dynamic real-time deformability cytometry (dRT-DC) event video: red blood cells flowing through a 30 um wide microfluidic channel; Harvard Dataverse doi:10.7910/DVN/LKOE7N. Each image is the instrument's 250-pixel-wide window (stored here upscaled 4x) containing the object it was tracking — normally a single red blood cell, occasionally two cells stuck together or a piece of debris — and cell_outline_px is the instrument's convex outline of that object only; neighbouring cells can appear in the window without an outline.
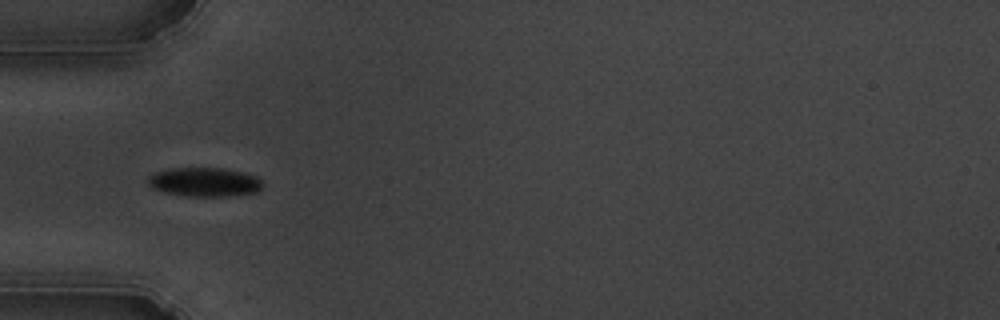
{"species": "common noctule bat (a hibernating species)", "species_latin": "Nyctalus noctula", "temperature_condition": "cold", "stored_images_in_passage": 28, "camera_frame_rate_fps": 3000, "um_per_image_px": 0.085, "animal": {"sex": "male", "body_mass_g": 19.5, "forearm_length_mm": 54.6}, "frame": {"image": 1, "passage_image": 5, "time_ms": 1.333, "image_size_px": [1000, 320], "cell_outline_px": [[264, 184], [256, 192], [228, 196], [184, 196], [164, 192], [152, 188], [148, 184], [148, 176], [156, 172], [168, 168], [224, 168], [244, 172], [256, 176]], "centroid_in_image_um": [17.37, 15.47], "position_along_channel_um": 67.6, "area_um2": 19.48}}